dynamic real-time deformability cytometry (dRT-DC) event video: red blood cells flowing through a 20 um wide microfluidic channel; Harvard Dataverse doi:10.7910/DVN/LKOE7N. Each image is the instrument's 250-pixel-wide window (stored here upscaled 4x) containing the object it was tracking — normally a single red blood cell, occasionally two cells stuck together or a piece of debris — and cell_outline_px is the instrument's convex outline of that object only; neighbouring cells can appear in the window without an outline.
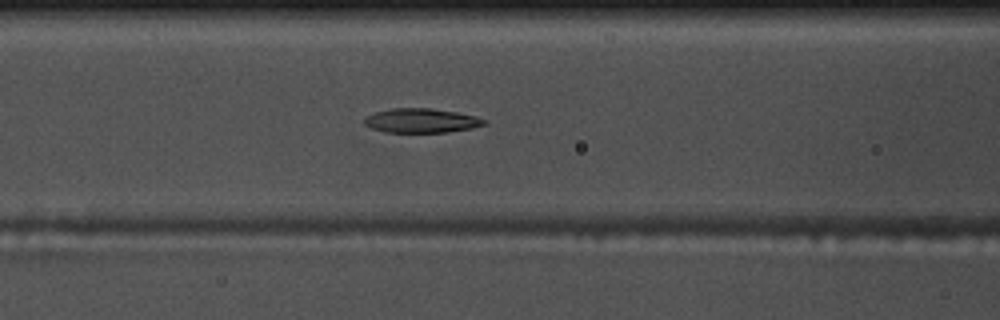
{"species": "common noctule bat (a hibernating species)", "species_latin": "Nyctalus noctula", "temperature_condition": "warm", "stored_images_in_passage": 54, "camera_frame_rate_fps": 3000, "um_per_image_px": 0.085, "animal": {"sex": "male", "body_mass_g": 17.5, "forearm_length_mm": 52.3}, "frame": {"image": 1, "passage_image": 22, "time_ms": 7.0, "image_size_px": [1000, 320], "cell_outline_px": [[488, 124], [472, 128], [448, 132], [384, 132], [372, 128], [364, 124], [364, 116], [376, 112], [392, 108], [428, 108], [456, 112], [476, 116], [488, 120]], "centroid_in_image_um": [35.83, 10.25], "position_along_channel_um": 130.8, "area_um2": 17.05}}
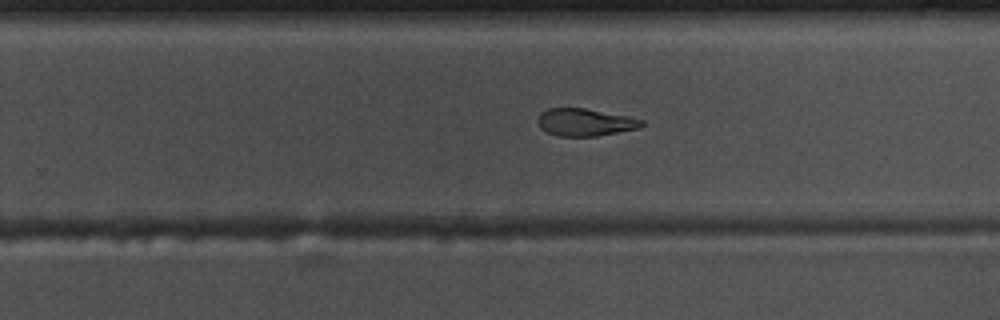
{"frame": {"image": 2, "passage_image": 34, "time_ms": 11.0, "image_size_px": [1000, 320], "cell_outline_px": [[644, 124], [640, 128], [596, 136], [556, 136], [540, 128], [536, 120], [540, 112], [548, 108], [584, 108], [628, 116], [644, 120]], "centroid_in_image_um": [49.71, 10.39], "position_along_channel_um": 280.1, "area_um2": 16.7}}
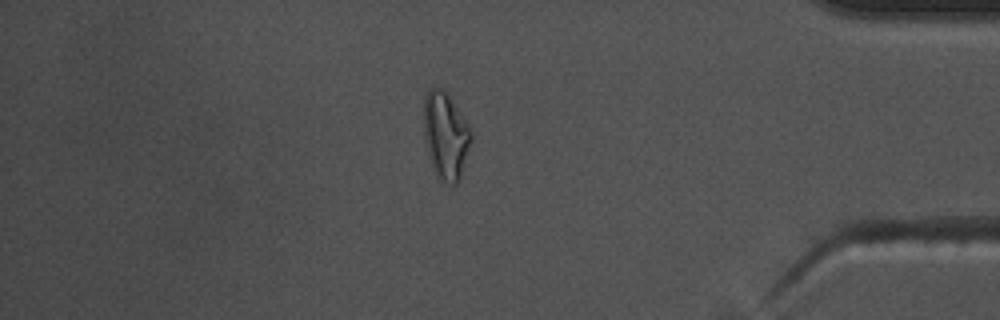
{"frame": {"image": 3, "passage_image": 46, "time_ms": 15.0, "image_size_px": [1000, 320], "cell_outline_px": [[472, 140], [460, 176], [456, 184], [448, 184], [440, 180], [436, 176], [432, 168], [424, 140], [424, 96], [428, 88], [440, 88], [448, 96], [468, 124], [472, 132]], "centroid_in_image_um": [37.86, 11.55], "position_along_channel_um": 397.3, "area_um2": 23.87}, "authors_computed_cell_mechanics": {"area_um2": 17.9758, "velocity_mm_per_s": 3.7428, "shape_relaxation_time_tau1_ms": 3.2686, "shape_relaxation_time_tau2_ms": 4.2917, "deformation_change_tau1": 0.1732, "deformation_change_tau2": 0.1334}}